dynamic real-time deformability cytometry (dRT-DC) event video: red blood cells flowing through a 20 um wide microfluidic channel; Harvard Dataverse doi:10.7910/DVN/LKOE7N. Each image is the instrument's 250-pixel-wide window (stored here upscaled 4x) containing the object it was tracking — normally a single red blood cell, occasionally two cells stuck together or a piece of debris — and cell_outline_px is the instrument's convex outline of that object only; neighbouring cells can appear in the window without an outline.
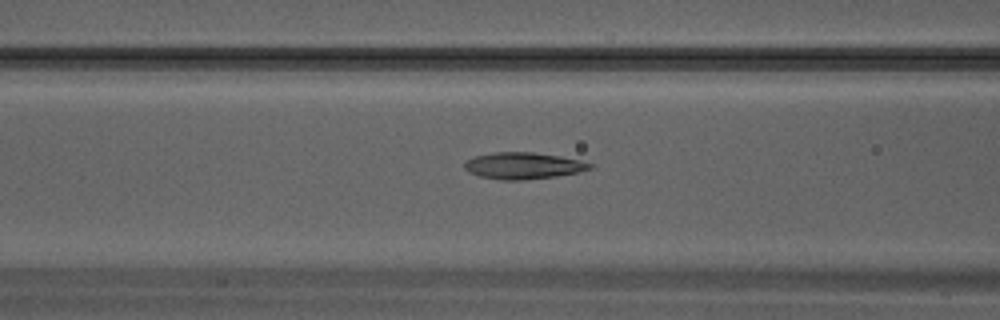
{"species": "Egyptian fruit bat (a non-hibernating species)", "species_latin": "Rousettus aegyptiacus", "temperature_condition": "warm", "stored_images_in_passage": 25, "camera_frame_rate_fps": 3000, "um_per_image_px": 0.085, "animal": {"sex": "male"}, "frame": {"image": 1, "passage_image": 5, "time_ms": 1.333, "image_size_px": [1000, 320], "cell_outline_px": [[592, 168], [576, 172], [556, 176], [520, 180], [500, 180], [480, 176], [468, 172], [464, 168], [464, 164], [468, 160], [476, 156], [496, 152], [532, 152], [560, 156], [580, 160], [592, 164]], "centroid_in_image_um": [44.46, 14.08], "position_along_channel_um": 122.1, "area_um2": 19.19}}
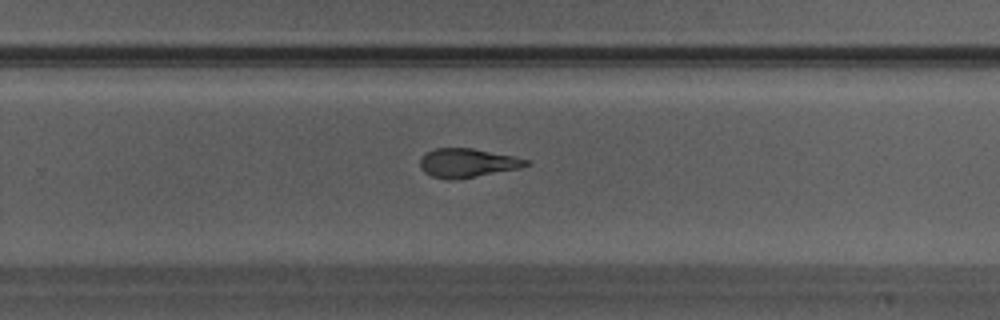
{"frame": {"image": 2, "passage_image": 13, "time_ms": 4.0, "image_size_px": [1000, 320], "cell_outline_px": [[532, 164], [520, 168], [452, 180], [448, 180], [432, 176], [424, 172], [420, 168], [420, 160], [428, 152], [436, 148], [472, 148], [516, 156], [532, 160]], "centroid_in_image_um": [39.79, 13.84], "position_along_channel_um": 290.0, "area_um2": 17.86}}
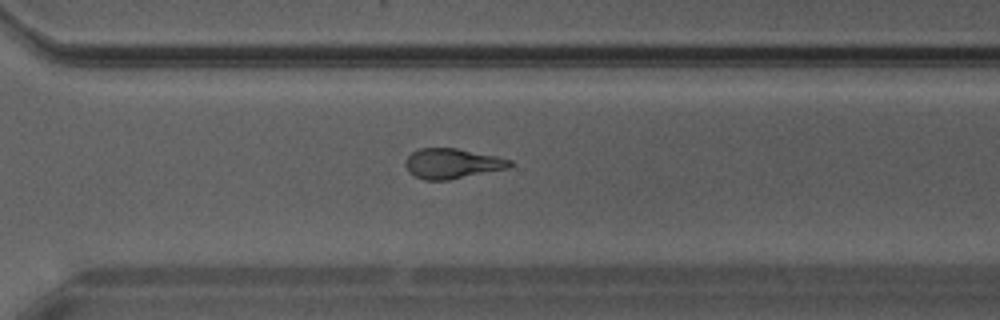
{"frame": {"image": 3, "passage_image": 15, "time_ms": 4.667, "image_size_px": [1000, 320], "cell_outline_px": [[516, 164], [512, 168], [448, 180], [424, 180], [408, 172], [404, 164], [404, 160], [412, 152], [420, 148], [456, 148], [496, 156], [512, 160]], "centroid_in_image_um": [38.48, 13.9], "position_along_channel_um": 332.1, "area_um2": 18.61}}